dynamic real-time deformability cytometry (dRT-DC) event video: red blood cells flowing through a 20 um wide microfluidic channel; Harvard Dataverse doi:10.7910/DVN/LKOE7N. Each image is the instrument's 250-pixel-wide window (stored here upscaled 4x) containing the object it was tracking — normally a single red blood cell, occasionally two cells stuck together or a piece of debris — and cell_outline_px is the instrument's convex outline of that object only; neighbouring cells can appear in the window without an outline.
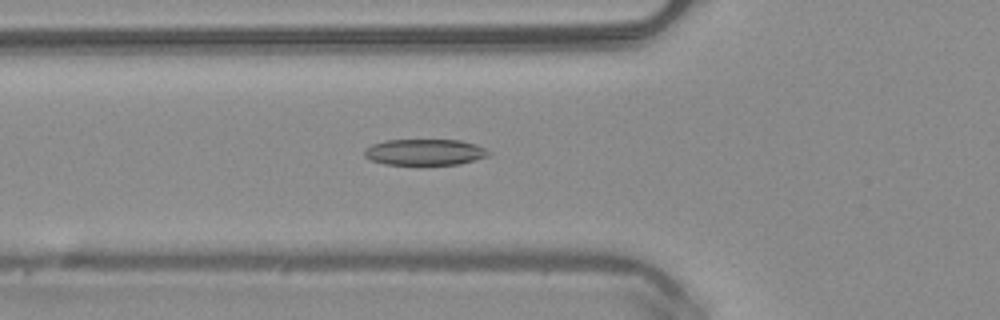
{"species": "common noctule bat (a hibernating species)", "species_latin": "Nyctalus noctula", "temperature_condition": "warm", "stored_images_in_passage": 42, "camera_frame_rate_fps": 3000, "um_per_image_px": 0.085, "animal": {"sex": "male", "body_mass_g": 20.4}, "frame": {"image": 1, "passage_image": 10, "time_ms": 3.0, "image_size_px": [1000, 320], "cell_outline_px": [[492, 152], [488, 156], [460, 164], [384, 164], [372, 160], [364, 156], [364, 148], [372, 144], [384, 140], [460, 140], [476, 144]], "centroid_in_image_um": [36.1, 12.92], "position_along_channel_um": 89.7, "area_um2": 18.9}}
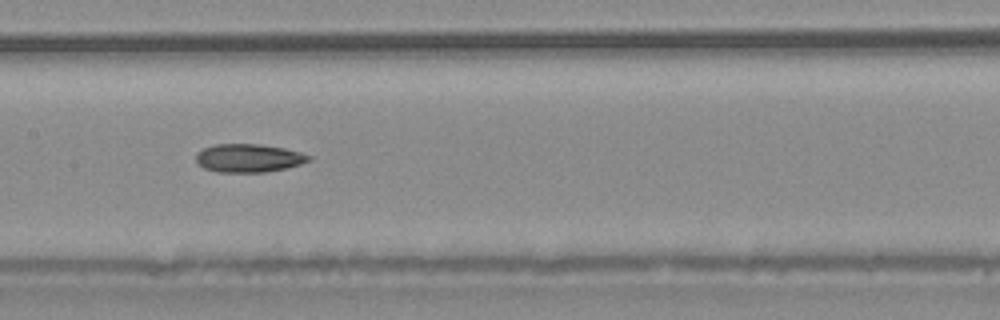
{"frame": {"image": 2, "passage_image": 17, "time_ms": 5.333, "image_size_px": [1000, 320], "cell_outline_px": [[312, 160], [300, 164], [284, 168], [264, 172], [216, 172], [204, 168], [196, 160], [196, 152], [204, 148], [216, 144], [260, 144], [284, 148], [300, 152], [312, 156]], "centroid_in_image_um": [21.14, 13.43], "position_along_channel_um": 186.3, "area_um2": 18.55}}
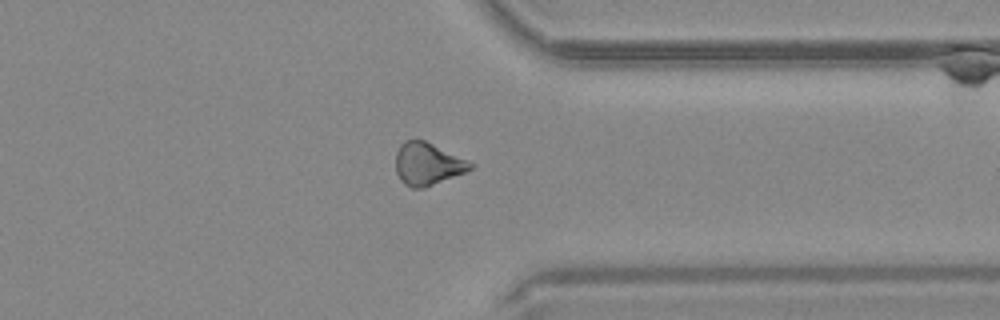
{"frame": {"image": 3, "passage_image": 31, "time_ms": 10.0, "image_size_px": [1000, 320], "cell_outline_px": [[476, 164], [472, 168], [464, 172], [424, 188], [412, 188], [404, 184], [400, 180], [396, 172], [396, 152], [400, 144], [404, 140], [424, 140], [468, 160]], "centroid_in_image_um": [36.32, 13.93], "position_along_channel_um": 375.1, "area_um2": 18.38}}